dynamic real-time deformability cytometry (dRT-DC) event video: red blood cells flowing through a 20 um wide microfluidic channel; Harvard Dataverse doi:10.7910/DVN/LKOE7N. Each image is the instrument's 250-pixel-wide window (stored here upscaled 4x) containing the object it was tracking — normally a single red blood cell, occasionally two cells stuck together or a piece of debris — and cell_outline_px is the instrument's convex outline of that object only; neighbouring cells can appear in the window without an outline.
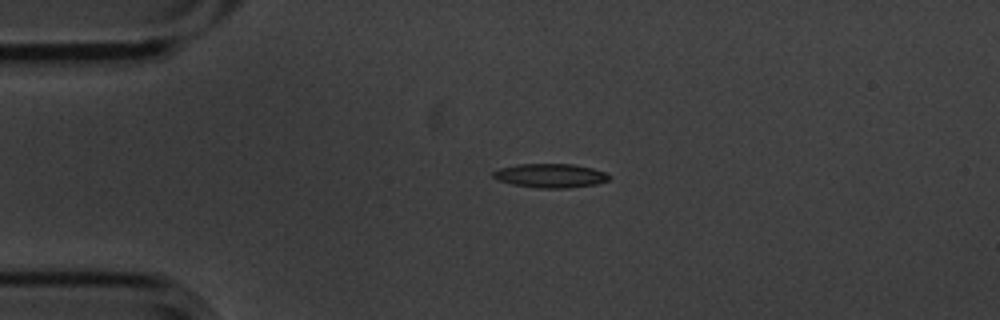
{"species": "common noctule bat (a hibernating species)", "species_latin": "Nyctalus noctula", "temperature_condition": "cold", "stored_images_in_passage": 1, "camera_frame_rate_fps": 3000, "um_per_image_px": 0.085, "animal": {"sex": "male", "body_mass_g": 20.1, "forearm_length_mm": 53.5}, "frame": {"image": 1, "passage_image": 1, "time_ms": 0.0, "image_size_px": [1000, 320], "cell_outline_px": [[612, 176], [608, 180], [596, 184], [568, 188], [540, 188], [512, 184], [500, 180], [492, 176], [492, 172], [500, 168], [516, 164], [572, 164], [592, 168], [604, 172]], "centroid_in_image_um": [46.79, 14.93], "position_along_channel_um": 38.2, "area_um2": 16.13}}